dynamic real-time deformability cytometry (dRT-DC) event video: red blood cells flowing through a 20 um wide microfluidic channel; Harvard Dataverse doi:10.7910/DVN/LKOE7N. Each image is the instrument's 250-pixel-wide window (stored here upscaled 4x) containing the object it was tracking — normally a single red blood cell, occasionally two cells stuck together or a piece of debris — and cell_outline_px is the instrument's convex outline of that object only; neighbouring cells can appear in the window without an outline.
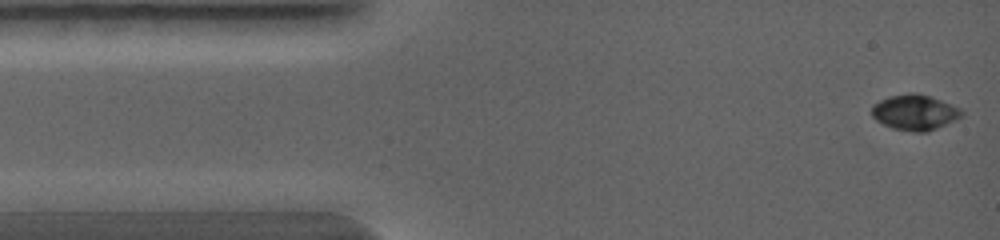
{"species": "common noctule bat (a hibernating species)", "species_latin": "Nyctalus noctula", "temperature_condition": "warm", "stored_images_in_passage": 5, "camera_frame_rate_fps": 5000, "um_per_image_px": 0.085, "animal": {"sex": "female", "body_mass_g": 19.0, "forearm_length_mm": 56.7}, "frame": {"image": 1, "passage_image": 1, "time_ms": 0.0, "image_size_px": [1000, 240], "cell_outline_px": [[964, 116], [928, 132], [912, 132], [892, 128], [876, 120], [872, 116], [872, 104], [888, 96], [912, 92], [916, 92], [932, 96], [960, 108], [964, 112]], "centroid_in_image_um": [77.77, 9.54], "position_along_channel_um": 7.2, "area_um2": 18.84}}
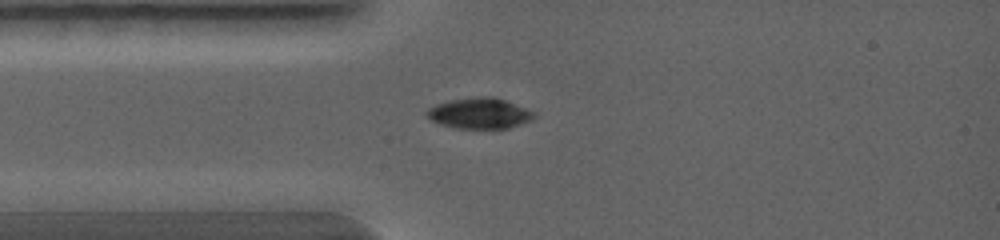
{"frame": {"image": 2, "passage_image": 5, "time_ms": 1.8, "image_size_px": [1000, 240], "cell_outline_px": [[536, 116], [532, 120], [508, 128], [456, 128], [440, 124], [432, 120], [424, 112], [428, 108], [436, 104], [452, 100], [476, 96], [492, 96], [504, 100], [536, 112]], "centroid_in_image_um": [40.77, 9.62], "position_along_channel_um": 44.2, "area_um2": 19.13}}